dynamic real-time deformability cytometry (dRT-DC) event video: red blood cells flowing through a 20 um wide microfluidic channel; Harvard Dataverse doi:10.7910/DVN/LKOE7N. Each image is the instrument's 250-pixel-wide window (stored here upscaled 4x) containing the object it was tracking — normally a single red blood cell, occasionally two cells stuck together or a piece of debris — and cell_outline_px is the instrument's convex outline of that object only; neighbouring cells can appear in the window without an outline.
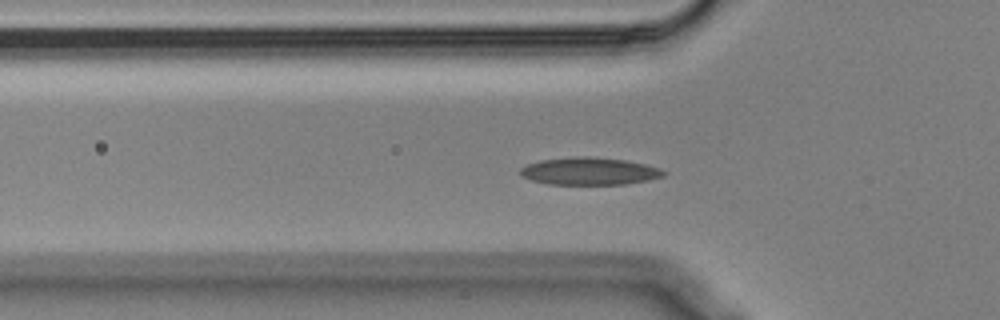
{"species": "Egyptian fruit bat (a non-hibernating species)", "species_latin": "Rousettus aegyptiacus", "temperature_condition": "cold", "stored_images_in_passage": 56, "camera_frame_rate_fps": 3000, "um_per_image_px": 0.085, "animal": {"sex": "male"}, "frame": {"image": 1, "passage_image": 17, "time_ms": 5.333, "image_size_px": [1000, 320], "cell_outline_px": [[668, 172], [664, 176], [648, 180], [624, 184], [548, 184], [532, 180], [524, 176], [520, 172], [520, 168], [528, 164], [540, 160], [576, 156], [588, 156], [624, 160], [644, 164], [660, 168]], "centroid_in_image_um": [50.12, 14.55], "position_along_channel_um": 75.7, "area_um2": 22.77}}
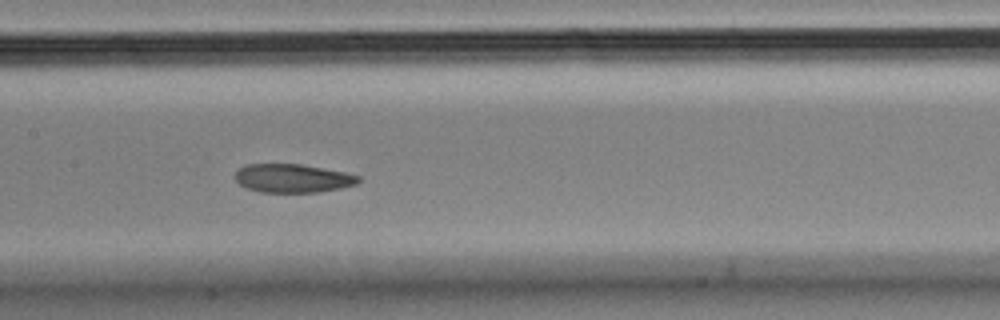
{"frame": {"image": 2, "passage_image": 26, "time_ms": 8.333, "image_size_px": [1000, 320], "cell_outline_px": [[360, 180], [356, 184], [340, 188], [320, 192], [260, 192], [248, 188], [240, 184], [236, 180], [236, 172], [244, 164], [300, 164], [344, 172], [360, 176]], "centroid_in_image_um": [24.88, 15.15], "position_along_channel_um": 182.5, "area_um2": 20.35}}
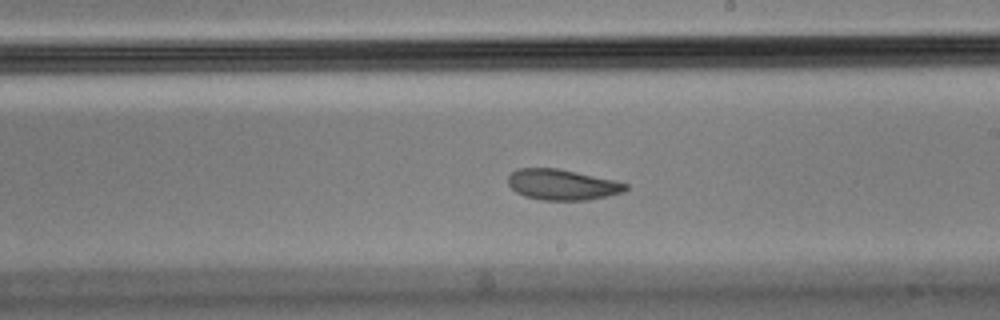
{"frame": {"image": 3, "passage_image": 31, "time_ms": 10.0, "image_size_px": [1000, 320], "cell_outline_px": [[628, 188], [624, 192], [608, 196], [588, 200], [540, 200], [524, 196], [516, 192], [508, 184], [508, 176], [516, 168], [556, 168], [616, 180], [628, 184]], "centroid_in_image_um": [47.79, 15.7], "position_along_channel_um": 241.2, "area_um2": 21.15}, "authors_computed_cell_mechanics": {"area_um2": 21.7617, "velocity_mm_per_s": 3.531, "shape_relaxation_time_tau1_ms": 3.2727, "shape_relaxation_time_tau2_ms": 4.2239, "deformation_change_tau1": 0.1167, "deformation_change_tau2": 0.0859}}